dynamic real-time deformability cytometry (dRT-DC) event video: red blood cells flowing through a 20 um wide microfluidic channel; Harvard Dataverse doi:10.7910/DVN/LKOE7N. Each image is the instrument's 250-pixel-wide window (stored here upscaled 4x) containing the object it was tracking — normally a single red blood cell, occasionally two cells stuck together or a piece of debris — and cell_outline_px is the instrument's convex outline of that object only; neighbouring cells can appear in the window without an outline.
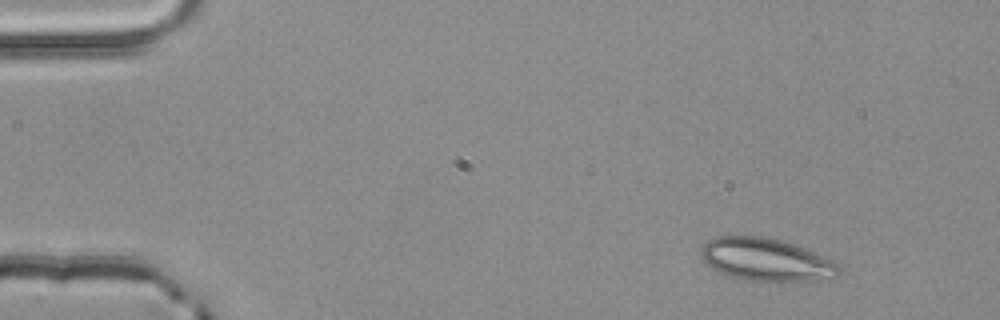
{"species": "common noctule bat (a hibernating species)", "species_latin": "Nyctalus noctula", "temperature_condition": "room temperature", "stored_images_in_passage": 3, "camera_frame_rate_fps": 3000, "um_per_image_px": 0.085, "animal": {"sex": "male", "body_mass_g": 20.4}, "frame": {"image": 1, "passage_image": 1, "time_ms": 0.0, "image_size_px": [1000, 320], "cell_outline_px": [[840, 272], [836, 276], [792, 284], [748, 280], [728, 276], [712, 268], [700, 256], [700, 252], [704, 244], [708, 240], [716, 236], [764, 236], [780, 240], [804, 248], [832, 260], [840, 268]], "centroid_in_image_um": [65.11, 22.1], "position_along_channel_um": 19.9, "area_um2": 34.68}}